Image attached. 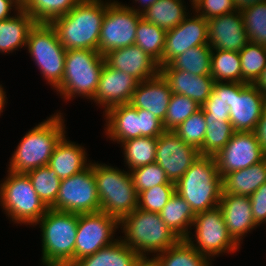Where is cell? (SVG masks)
Segmentation results:
<instances>
[{"instance_id":"obj_31","label":"cell","mask_w":266,"mask_h":266,"mask_svg":"<svg viewBox=\"0 0 266 266\" xmlns=\"http://www.w3.org/2000/svg\"><path fill=\"white\" fill-rule=\"evenodd\" d=\"M150 261L154 266H212L213 262L200 254L185 239L158 253Z\"/></svg>"},{"instance_id":"obj_9","label":"cell","mask_w":266,"mask_h":266,"mask_svg":"<svg viewBox=\"0 0 266 266\" xmlns=\"http://www.w3.org/2000/svg\"><path fill=\"white\" fill-rule=\"evenodd\" d=\"M41 229V259L71 261L78 227V214L48 208L35 224Z\"/></svg>"},{"instance_id":"obj_4","label":"cell","mask_w":266,"mask_h":266,"mask_svg":"<svg viewBox=\"0 0 266 266\" xmlns=\"http://www.w3.org/2000/svg\"><path fill=\"white\" fill-rule=\"evenodd\" d=\"M176 193L194 213L218 207L222 194V177L214 156L200 155L177 181Z\"/></svg>"},{"instance_id":"obj_39","label":"cell","mask_w":266,"mask_h":266,"mask_svg":"<svg viewBox=\"0 0 266 266\" xmlns=\"http://www.w3.org/2000/svg\"><path fill=\"white\" fill-rule=\"evenodd\" d=\"M239 55L241 83L254 84L266 67V46L249 42Z\"/></svg>"},{"instance_id":"obj_23","label":"cell","mask_w":266,"mask_h":266,"mask_svg":"<svg viewBox=\"0 0 266 266\" xmlns=\"http://www.w3.org/2000/svg\"><path fill=\"white\" fill-rule=\"evenodd\" d=\"M104 115V134L109 140L120 145L128 139L141 137L140 117L131 103L111 107Z\"/></svg>"},{"instance_id":"obj_54","label":"cell","mask_w":266,"mask_h":266,"mask_svg":"<svg viewBox=\"0 0 266 266\" xmlns=\"http://www.w3.org/2000/svg\"><path fill=\"white\" fill-rule=\"evenodd\" d=\"M42 266H75L71 261H57V260H44L41 259Z\"/></svg>"},{"instance_id":"obj_33","label":"cell","mask_w":266,"mask_h":266,"mask_svg":"<svg viewBox=\"0 0 266 266\" xmlns=\"http://www.w3.org/2000/svg\"><path fill=\"white\" fill-rule=\"evenodd\" d=\"M211 47L207 45L188 49L175 57L169 64L160 66V69H179L194 75H210Z\"/></svg>"},{"instance_id":"obj_59","label":"cell","mask_w":266,"mask_h":266,"mask_svg":"<svg viewBox=\"0 0 266 266\" xmlns=\"http://www.w3.org/2000/svg\"><path fill=\"white\" fill-rule=\"evenodd\" d=\"M200 0H189L191 8H193Z\"/></svg>"},{"instance_id":"obj_43","label":"cell","mask_w":266,"mask_h":266,"mask_svg":"<svg viewBox=\"0 0 266 266\" xmlns=\"http://www.w3.org/2000/svg\"><path fill=\"white\" fill-rule=\"evenodd\" d=\"M138 195L157 185H175L167 178L165 171L155 162L130 171Z\"/></svg>"},{"instance_id":"obj_32","label":"cell","mask_w":266,"mask_h":266,"mask_svg":"<svg viewBox=\"0 0 266 266\" xmlns=\"http://www.w3.org/2000/svg\"><path fill=\"white\" fill-rule=\"evenodd\" d=\"M157 137H137L120 144L127 171L155 163Z\"/></svg>"},{"instance_id":"obj_47","label":"cell","mask_w":266,"mask_h":266,"mask_svg":"<svg viewBox=\"0 0 266 266\" xmlns=\"http://www.w3.org/2000/svg\"><path fill=\"white\" fill-rule=\"evenodd\" d=\"M249 198L255 223L259 227L261 224H266V183L262 184Z\"/></svg>"},{"instance_id":"obj_48","label":"cell","mask_w":266,"mask_h":266,"mask_svg":"<svg viewBox=\"0 0 266 266\" xmlns=\"http://www.w3.org/2000/svg\"><path fill=\"white\" fill-rule=\"evenodd\" d=\"M233 94H237V82H215L208 99H221L225 105L230 107Z\"/></svg>"},{"instance_id":"obj_5","label":"cell","mask_w":266,"mask_h":266,"mask_svg":"<svg viewBox=\"0 0 266 266\" xmlns=\"http://www.w3.org/2000/svg\"><path fill=\"white\" fill-rule=\"evenodd\" d=\"M93 174L101 212L120 221L138 208L139 196L129 170L94 161Z\"/></svg>"},{"instance_id":"obj_1","label":"cell","mask_w":266,"mask_h":266,"mask_svg":"<svg viewBox=\"0 0 266 266\" xmlns=\"http://www.w3.org/2000/svg\"><path fill=\"white\" fill-rule=\"evenodd\" d=\"M110 2L111 0H80L69 13L50 22L66 50L98 51L102 20Z\"/></svg>"},{"instance_id":"obj_45","label":"cell","mask_w":266,"mask_h":266,"mask_svg":"<svg viewBox=\"0 0 266 266\" xmlns=\"http://www.w3.org/2000/svg\"><path fill=\"white\" fill-rule=\"evenodd\" d=\"M198 16L209 19L236 11L233 0H200L192 9Z\"/></svg>"},{"instance_id":"obj_37","label":"cell","mask_w":266,"mask_h":266,"mask_svg":"<svg viewBox=\"0 0 266 266\" xmlns=\"http://www.w3.org/2000/svg\"><path fill=\"white\" fill-rule=\"evenodd\" d=\"M40 200L47 208H51L59 192L61 179L48 165L38 167L26 173Z\"/></svg>"},{"instance_id":"obj_15","label":"cell","mask_w":266,"mask_h":266,"mask_svg":"<svg viewBox=\"0 0 266 266\" xmlns=\"http://www.w3.org/2000/svg\"><path fill=\"white\" fill-rule=\"evenodd\" d=\"M199 156V150L185 143L174 131H164L158 137L155 162L170 182L176 184Z\"/></svg>"},{"instance_id":"obj_17","label":"cell","mask_w":266,"mask_h":266,"mask_svg":"<svg viewBox=\"0 0 266 266\" xmlns=\"http://www.w3.org/2000/svg\"><path fill=\"white\" fill-rule=\"evenodd\" d=\"M139 82L132 75L114 69L105 62L96 92L90 101L105 113L111 107L130 103Z\"/></svg>"},{"instance_id":"obj_6","label":"cell","mask_w":266,"mask_h":266,"mask_svg":"<svg viewBox=\"0 0 266 266\" xmlns=\"http://www.w3.org/2000/svg\"><path fill=\"white\" fill-rule=\"evenodd\" d=\"M105 57L90 49L66 51L64 77L55 89L64 101L82 97L91 100L96 92Z\"/></svg>"},{"instance_id":"obj_7","label":"cell","mask_w":266,"mask_h":266,"mask_svg":"<svg viewBox=\"0 0 266 266\" xmlns=\"http://www.w3.org/2000/svg\"><path fill=\"white\" fill-rule=\"evenodd\" d=\"M7 173L0 181L2 211L13 224L35 227L48 208L40 200L27 174L12 171Z\"/></svg>"},{"instance_id":"obj_26","label":"cell","mask_w":266,"mask_h":266,"mask_svg":"<svg viewBox=\"0 0 266 266\" xmlns=\"http://www.w3.org/2000/svg\"><path fill=\"white\" fill-rule=\"evenodd\" d=\"M35 23L23 8L13 17L0 21V53L6 55L26 48L29 30Z\"/></svg>"},{"instance_id":"obj_55","label":"cell","mask_w":266,"mask_h":266,"mask_svg":"<svg viewBox=\"0 0 266 266\" xmlns=\"http://www.w3.org/2000/svg\"><path fill=\"white\" fill-rule=\"evenodd\" d=\"M260 90V92L266 97V67L263 70V73L254 83Z\"/></svg>"},{"instance_id":"obj_35","label":"cell","mask_w":266,"mask_h":266,"mask_svg":"<svg viewBox=\"0 0 266 266\" xmlns=\"http://www.w3.org/2000/svg\"><path fill=\"white\" fill-rule=\"evenodd\" d=\"M165 35V29L151 24L142 17L137 24L135 45L152 57L159 66H162Z\"/></svg>"},{"instance_id":"obj_50","label":"cell","mask_w":266,"mask_h":266,"mask_svg":"<svg viewBox=\"0 0 266 266\" xmlns=\"http://www.w3.org/2000/svg\"><path fill=\"white\" fill-rule=\"evenodd\" d=\"M21 9L22 7L14 0H0V21L13 17V14Z\"/></svg>"},{"instance_id":"obj_36","label":"cell","mask_w":266,"mask_h":266,"mask_svg":"<svg viewBox=\"0 0 266 266\" xmlns=\"http://www.w3.org/2000/svg\"><path fill=\"white\" fill-rule=\"evenodd\" d=\"M207 129L200 155L215 156L230 141L234 129L230 121L217 117H205Z\"/></svg>"},{"instance_id":"obj_19","label":"cell","mask_w":266,"mask_h":266,"mask_svg":"<svg viewBox=\"0 0 266 266\" xmlns=\"http://www.w3.org/2000/svg\"><path fill=\"white\" fill-rule=\"evenodd\" d=\"M207 29L212 50L240 52L249 43L241 11L207 19Z\"/></svg>"},{"instance_id":"obj_46","label":"cell","mask_w":266,"mask_h":266,"mask_svg":"<svg viewBox=\"0 0 266 266\" xmlns=\"http://www.w3.org/2000/svg\"><path fill=\"white\" fill-rule=\"evenodd\" d=\"M137 114L140 117L141 136L158 138L165 131L162 121L148 110L137 109Z\"/></svg>"},{"instance_id":"obj_14","label":"cell","mask_w":266,"mask_h":266,"mask_svg":"<svg viewBox=\"0 0 266 266\" xmlns=\"http://www.w3.org/2000/svg\"><path fill=\"white\" fill-rule=\"evenodd\" d=\"M221 177L248 168L265 159V152L255 132L235 131L230 141L215 156Z\"/></svg>"},{"instance_id":"obj_52","label":"cell","mask_w":266,"mask_h":266,"mask_svg":"<svg viewBox=\"0 0 266 266\" xmlns=\"http://www.w3.org/2000/svg\"><path fill=\"white\" fill-rule=\"evenodd\" d=\"M157 0H133V4L135 5L131 6L129 5L133 10H135L137 13L142 14L145 12L152 4H154ZM139 4V5H137ZM137 7V8H136Z\"/></svg>"},{"instance_id":"obj_58","label":"cell","mask_w":266,"mask_h":266,"mask_svg":"<svg viewBox=\"0 0 266 266\" xmlns=\"http://www.w3.org/2000/svg\"><path fill=\"white\" fill-rule=\"evenodd\" d=\"M17 4H19L22 8L28 2V0H14Z\"/></svg>"},{"instance_id":"obj_27","label":"cell","mask_w":266,"mask_h":266,"mask_svg":"<svg viewBox=\"0 0 266 266\" xmlns=\"http://www.w3.org/2000/svg\"><path fill=\"white\" fill-rule=\"evenodd\" d=\"M266 183V159L222 177V194L251 196Z\"/></svg>"},{"instance_id":"obj_12","label":"cell","mask_w":266,"mask_h":266,"mask_svg":"<svg viewBox=\"0 0 266 266\" xmlns=\"http://www.w3.org/2000/svg\"><path fill=\"white\" fill-rule=\"evenodd\" d=\"M51 209L75 214L100 211L93 162L85 170L60 181L56 202Z\"/></svg>"},{"instance_id":"obj_53","label":"cell","mask_w":266,"mask_h":266,"mask_svg":"<svg viewBox=\"0 0 266 266\" xmlns=\"http://www.w3.org/2000/svg\"><path fill=\"white\" fill-rule=\"evenodd\" d=\"M266 0H233L236 10L242 11L245 8L251 7L254 4L265 2Z\"/></svg>"},{"instance_id":"obj_10","label":"cell","mask_w":266,"mask_h":266,"mask_svg":"<svg viewBox=\"0 0 266 266\" xmlns=\"http://www.w3.org/2000/svg\"><path fill=\"white\" fill-rule=\"evenodd\" d=\"M193 229L194 234L190 233L185 240L211 261H214L216 256L234 254L240 250L241 246L228 232L219 206L196 213L191 227V230Z\"/></svg>"},{"instance_id":"obj_18","label":"cell","mask_w":266,"mask_h":266,"mask_svg":"<svg viewBox=\"0 0 266 266\" xmlns=\"http://www.w3.org/2000/svg\"><path fill=\"white\" fill-rule=\"evenodd\" d=\"M265 106L266 97L255 84L237 83V94L229 107L234 131L255 132Z\"/></svg>"},{"instance_id":"obj_25","label":"cell","mask_w":266,"mask_h":266,"mask_svg":"<svg viewBox=\"0 0 266 266\" xmlns=\"http://www.w3.org/2000/svg\"><path fill=\"white\" fill-rule=\"evenodd\" d=\"M87 156L86 148L82 144L72 142L64 135L54 148L48 166L61 180L66 179L85 170L91 164L92 161Z\"/></svg>"},{"instance_id":"obj_21","label":"cell","mask_w":266,"mask_h":266,"mask_svg":"<svg viewBox=\"0 0 266 266\" xmlns=\"http://www.w3.org/2000/svg\"><path fill=\"white\" fill-rule=\"evenodd\" d=\"M104 57L110 67L130 74L140 82L160 73L159 64L137 45L111 50Z\"/></svg>"},{"instance_id":"obj_8","label":"cell","mask_w":266,"mask_h":266,"mask_svg":"<svg viewBox=\"0 0 266 266\" xmlns=\"http://www.w3.org/2000/svg\"><path fill=\"white\" fill-rule=\"evenodd\" d=\"M26 49L46 84L55 91L64 77L67 50L50 23H35L29 30Z\"/></svg>"},{"instance_id":"obj_3","label":"cell","mask_w":266,"mask_h":266,"mask_svg":"<svg viewBox=\"0 0 266 266\" xmlns=\"http://www.w3.org/2000/svg\"><path fill=\"white\" fill-rule=\"evenodd\" d=\"M119 228L124 233L119 238L143 260L152 259L181 240L165 224L159 213L139 208L124 216L119 221Z\"/></svg>"},{"instance_id":"obj_40","label":"cell","mask_w":266,"mask_h":266,"mask_svg":"<svg viewBox=\"0 0 266 266\" xmlns=\"http://www.w3.org/2000/svg\"><path fill=\"white\" fill-rule=\"evenodd\" d=\"M241 13L249 42L266 46V1L245 8Z\"/></svg>"},{"instance_id":"obj_34","label":"cell","mask_w":266,"mask_h":266,"mask_svg":"<svg viewBox=\"0 0 266 266\" xmlns=\"http://www.w3.org/2000/svg\"><path fill=\"white\" fill-rule=\"evenodd\" d=\"M211 77L215 82L241 83L239 52L215 49L211 53Z\"/></svg>"},{"instance_id":"obj_30","label":"cell","mask_w":266,"mask_h":266,"mask_svg":"<svg viewBox=\"0 0 266 266\" xmlns=\"http://www.w3.org/2000/svg\"><path fill=\"white\" fill-rule=\"evenodd\" d=\"M185 4L184 0H157L142 13V17L167 31L176 27L190 14L191 10L189 11Z\"/></svg>"},{"instance_id":"obj_22","label":"cell","mask_w":266,"mask_h":266,"mask_svg":"<svg viewBox=\"0 0 266 266\" xmlns=\"http://www.w3.org/2000/svg\"><path fill=\"white\" fill-rule=\"evenodd\" d=\"M171 95L168 82L159 73L156 77L139 82L130 103L137 109L148 110L163 122Z\"/></svg>"},{"instance_id":"obj_44","label":"cell","mask_w":266,"mask_h":266,"mask_svg":"<svg viewBox=\"0 0 266 266\" xmlns=\"http://www.w3.org/2000/svg\"><path fill=\"white\" fill-rule=\"evenodd\" d=\"M176 192V185H157L138 196V208L159 213Z\"/></svg>"},{"instance_id":"obj_57","label":"cell","mask_w":266,"mask_h":266,"mask_svg":"<svg viewBox=\"0 0 266 266\" xmlns=\"http://www.w3.org/2000/svg\"><path fill=\"white\" fill-rule=\"evenodd\" d=\"M139 266H154L150 260H144Z\"/></svg>"},{"instance_id":"obj_38","label":"cell","mask_w":266,"mask_h":266,"mask_svg":"<svg viewBox=\"0 0 266 266\" xmlns=\"http://www.w3.org/2000/svg\"><path fill=\"white\" fill-rule=\"evenodd\" d=\"M80 0H28L23 9L36 23H50L69 13Z\"/></svg>"},{"instance_id":"obj_29","label":"cell","mask_w":266,"mask_h":266,"mask_svg":"<svg viewBox=\"0 0 266 266\" xmlns=\"http://www.w3.org/2000/svg\"><path fill=\"white\" fill-rule=\"evenodd\" d=\"M159 215L180 239H185L190 233H193L191 227L196 214L176 192L159 212Z\"/></svg>"},{"instance_id":"obj_2","label":"cell","mask_w":266,"mask_h":266,"mask_svg":"<svg viewBox=\"0 0 266 266\" xmlns=\"http://www.w3.org/2000/svg\"><path fill=\"white\" fill-rule=\"evenodd\" d=\"M64 115L61 111L28 130L21 138L8 162V170L28 173L38 167L47 166L54 148L67 133Z\"/></svg>"},{"instance_id":"obj_28","label":"cell","mask_w":266,"mask_h":266,"mask_svg":"<svg viewBox=\"0 0 266 266\" xmlns=\"http://www.w3.org/2000/svg\"><path fill=\"white\" fill-rule=\"evenodd\" d=\"M144 260L119 238L92 255L80 258L75 266H139Z\"/></svg>"},{"instance_id":"obj_42","label":"cell","mask_w":266,"mask_h":266,"mask_svg":"<svg viewBox=\"0 0 266 266\" xmlns=\"http://www.w3.org/2000/svg\"><path fill=\"white\" fill-rule=\"evenodd\" d=\"M207 123L202 109L193 113L173 131L187 144L198 150L203 146Z\"/></svg>"},{"instance_id":"obj_41","label":"cell","mask_w":266,"mask_h":266,"mask_svg":"<svg viewBox=\"0 0 266 266\" xmlns=\"http://www.w3.org/2000/svg\"><path fill=\"white\" fill-rule=\"evenodd\" d=\"M201 109V106L193 99L172 93L163 127L165 131H173L193 113Z\"/></svg>"},{"instance_id":"obj_49","label":"cell","mask_w":266,"mask_h":266,"mask_svg":"<svg viewBox=\"0 0 266 266\" xmlns=\"http://www.w3.org/2000/svg\"><path fill=\"white\" fill-rule=\"evenodd\" d=\"M204 117H217L230 121V108L221 99H207L201 106Z\"/></svg>"},{"instance_id":"obj_16","label":"cell","mask_w":266,"mask_h":266,"mask_svg":"<svg viewBox=\"0 0 266 266\" xmlns=\"http://www.w3.org/2000/svg\"><path fill=\"white\" fill-rule=\"evenodd\" d=\"M192 13L176 27L166 31L162 65L169 64L190 48L208 44L207 19L194 11Z\"/></svg>"},{"instance_id":"obj_24","label":"cell","mask_w":266,"mask_h":266,"mask_svg":"<svg viewBox=\"0 0 266 266\" xmlns=\"http://www.w3.org/2000/svg\"><path fill=\"white\" fill-rule=\"evenodd\" d=\"M174 94L193 99L200 106L209 98L215 83L211 75H194L179 69H160Z\"/></svg>"},{"instance_id":"obj_56","label":"cell","mask_w":266,"mask_h":266,"mask_svg":"<svg viewBox=\"0 0 266 266\" xmlns=\"http://www.w3.org/2000/svg\"><path fill=\"white\" fill-rule=\"evenodd\" d=\"M7 97H6V91L4 89V86H2V84H0V116L2 115L1 113H3V110L5 109L6 105H7Z\"/></svg>"},{"instance_id":"obj_13","label":"cell","mask_w":266,"mask_h":266,"mask_svg":"<svg viewBox=\"0 0 266 266\" xmlns=\"http://www.w3.org/2000/svg\"><path fill=\"white\" fill-rule=\"evenodd\" d=\"M118 230L119 220L105 212L78 214L74 263L118 240L119 237L115 238Z\"/></svg>"},{"instance_id":"obj_20","label":"cell","mask_w":266,"mask_h":266,"mask_svg":"<svg viewBox=\"0 0 266 266\" xmlns=\"http://www.w3.org/2000/svg\"><path fill=\"white\" fill-rule=\"evenodd\" d=\"M218 206L229 234L241 246L247 234L259 227L253 219L249 196L221 194Z\"/></svg>"},{"instance_id":"obj_11","label":"cell","mask_w":266,"mask_h":266,"mask_svg":"<svg viewBox=\"0 0 266 266\" xmlns=\"http://www.w3.org/2000/svg\"><path fill=\"white\" fill-rule=\"evenodd\" d=\"M142 14L129 5L112 0L102 20L98 52L101 55L111 50L135 45L136 30Z\"/></svg>"},{"instance_id":"obj_51","label":"cell","mask_w":266,"mask_h":266,"mask_svg":"<svg viewBox=\"0 0 266 266\" xmlns=\"http://www.w3.org/2000/svg\"><path fill=\"white\" fill-rule=\"evenodd\" d=\"M258 141L261 144L264 152L266 153V106L263 110L262 117L260 118L257 128L255 130Z\"/></svg>"}]
</instances>
